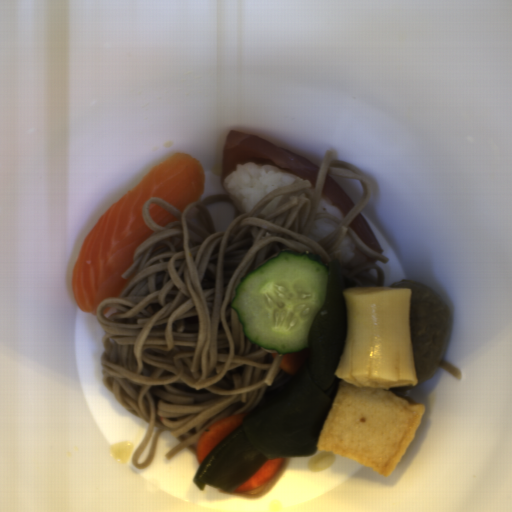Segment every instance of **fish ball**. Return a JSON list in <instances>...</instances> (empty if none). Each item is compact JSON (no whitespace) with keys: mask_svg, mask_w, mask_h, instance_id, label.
I'll list each match as a JSON object with an SVG mask.
<instances>
[{"mask_svg":"<svg viewBox=\"0 0 512 512\" xmlns=\"http://www.w3.org/2000/svg\"><path fill=\"white\" fill-rule=\"evenodd\" d=\"M426 407L409 404L389 390L358 387L339 380L317 450L332 452L387 478L398 466Z\"/></svg>","mask_w":512,"mask_h":512,"instance_id":"fish-ball-1","label":"fish ball"}]
</instances>
